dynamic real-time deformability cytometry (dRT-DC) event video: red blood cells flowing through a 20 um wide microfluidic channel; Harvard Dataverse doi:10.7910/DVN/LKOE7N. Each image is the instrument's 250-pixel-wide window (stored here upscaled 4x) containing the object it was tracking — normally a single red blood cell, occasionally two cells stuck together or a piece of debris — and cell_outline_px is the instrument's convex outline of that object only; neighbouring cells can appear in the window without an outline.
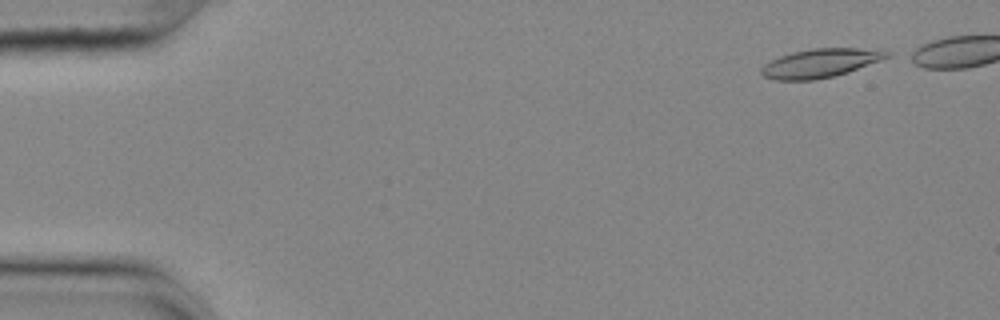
{"species": "common noctule bat (a hibernating species)", "species_latin": "Nyctalus noctula", "temperature_condition": "cold", "stored_images_in_passage": 10, "camera_frame_rate_fps": 3000, "um_per_image_px": 0.085, "animal": {"sex": "female", "body_mass_g": 25.1}, "frame": {"image": 1, "passage_image": 1, "time_ms": 0.0, "image_size_px": [1000, 320], "cell_outline_px": [[896, 52], [892, 56], [848, 72], [816, 80], [776, 80], [764, 76], [760, 72], [760, 68], [764, 64], [780, 56], [792, 52], [812, 48], [888, 48]], "centroid_in_image_um": [69.86, 5.33], "position_along_channel_um": 15.1, "area_um2": 21.5}}